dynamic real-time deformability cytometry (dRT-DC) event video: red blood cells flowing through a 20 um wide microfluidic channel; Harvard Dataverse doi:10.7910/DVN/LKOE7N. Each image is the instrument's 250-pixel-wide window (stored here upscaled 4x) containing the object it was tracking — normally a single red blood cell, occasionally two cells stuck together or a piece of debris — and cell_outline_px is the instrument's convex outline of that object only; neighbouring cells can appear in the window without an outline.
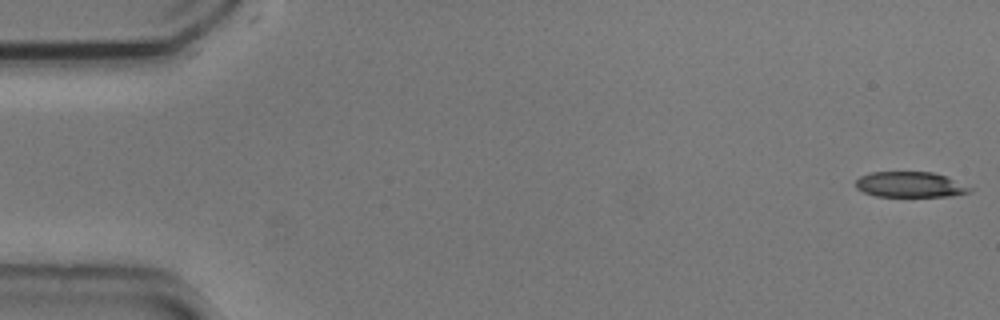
{"species": "common noctule bat (a hibernating species)", "species_latin": "Nyctalus noctula", "temperature_condition": "cold", "stored_images_in_passage": 6, "camera_frame_rate_fps": 3000, "um_per_image_px": 0.085, "animal": {"sex": "male", "body_mass_g": 20.5, "forearm_length_mm": 52.5}, "frame": {"image": 1, "passage_image": 1, "time_ms": 0.0, "image_size_px": [1000, 320], "cell_outline_px": [[976, 188], [972, 192], [952, 196], [876, 196], [864, 192], [856, 188], [856, 180], [860, 176], [872, 172], [932, 172], [944, 176]], "centroid_in_image_um": [77.41, 15.69], "position_along_channel_um": 7.6, "area_um2": 16.99}}
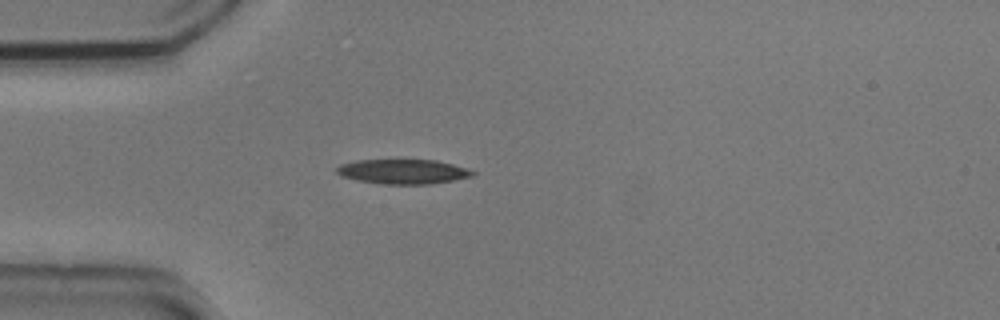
{"frame": {"image": 2, "passage_image": 5, "time_ms": 1.333, "image_size_px": [1000, 320], "cell_outline_px": [[476, 172], [472, 176], [452, 180], [428, 184], [380, 184], [356, 180], [344, 176], [336, 172], [336, 168], [340, 164], [356, 160], [436, 160], [468, 168]], "centroid_in_image_um": [34.25, 14.58], "position_along_channel_um": 50.8, "area_um2": 19.42}}